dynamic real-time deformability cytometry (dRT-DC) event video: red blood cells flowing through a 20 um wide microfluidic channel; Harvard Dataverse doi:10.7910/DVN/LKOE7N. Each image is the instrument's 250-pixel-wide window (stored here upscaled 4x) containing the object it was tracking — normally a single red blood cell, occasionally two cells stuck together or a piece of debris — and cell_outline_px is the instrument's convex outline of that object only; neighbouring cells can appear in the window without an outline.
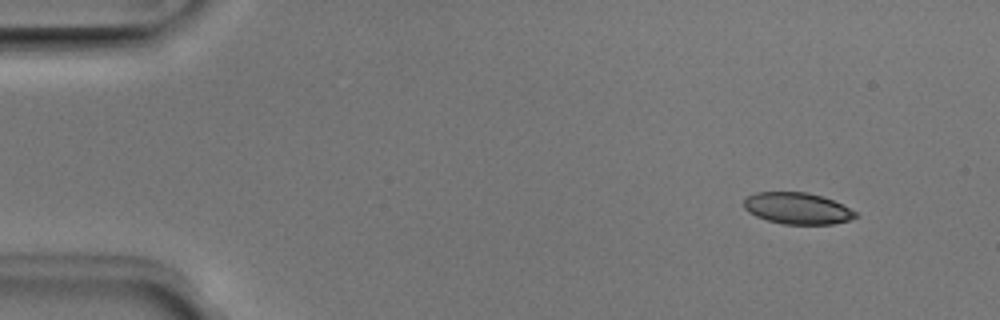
{"species": "Egyptian fruit bat (a non-hibernating species)", "species_latin": "Rousettus aegyptiacus", "temperature_condition": "room temperature", "stored_images_in_passage": 47, "camera_frame_rate_fps": 3000, "um_per_image_px": 0.085, "animal": {"sex": "male"}, "frame": {"image": 1, "passage_image": 1, "time_ms": 0.0, "image_size_px": [1000, 320], "cell_outline_px": [[860, 216], [848, 220], [832, 224], [784, 224], [768, 220], [756, 216], [748, 212], [744, 208], [744, 200], [748, 196], [756, 192], [808, 192], [832, 200], [856, 212]], "centroid_in_image_um": [67.76, 17.71], "position_along_channel_um": 17.2, "area_um2": 20.29}}
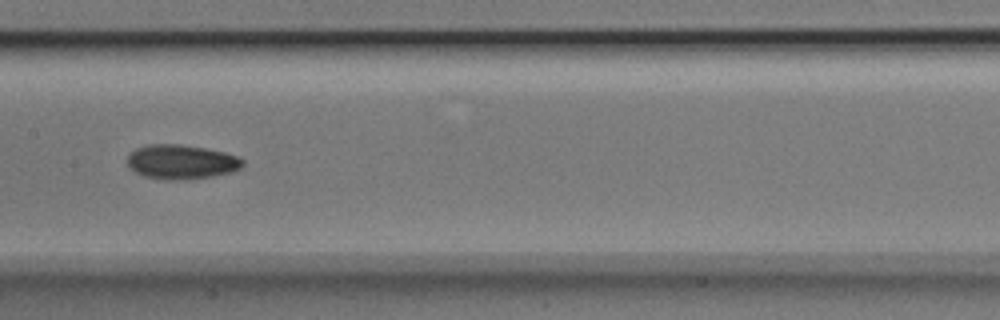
{"frame": {"image": 2, "passage_image": 22, "time_ms": 7.0, "image_size_px": [1000, 320], "cell_outline_px": [[244, 164], [240, 168], [232, 172], [212, 176], [176, 180], [168, 180], [144, 176], [136, 172], [128, 164], [128, 156], [136, 148], [148, 144], [180, 144], [204, 148], [224, 152], [236, 156], [244, 160]], "centroid_in_image_um": [15.43, 13.75], "position_along_channel_um": 192.0, "area_um2": 22.89}}
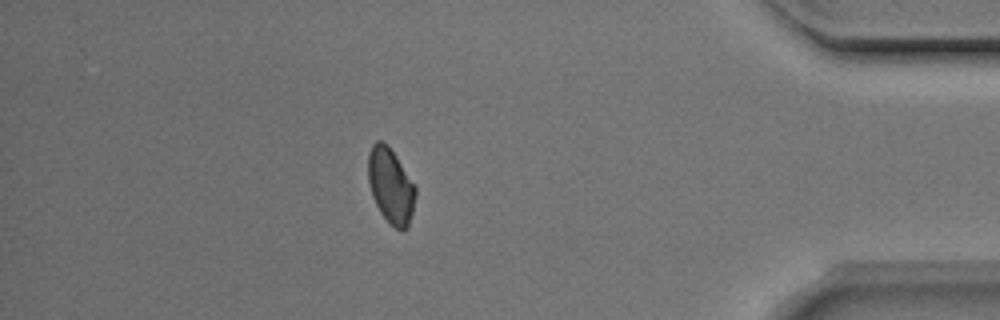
{"frame": {"image": 3, "passage_image": 41, "time_ms": 13.333, "image_size_px": [1000, 320], "cell_outline_px": [[416, 196], [408, 228], [400, 232], [380, 212], [372, 196], [368, 180], [368, 152], [372, 144], [376, 140], [380, 140], [388, 144], [396, 156], [416, 188]], "centroid_in_image_um": [33.2, 15.77], "position_along_channel_um": 402.0, "area_um2": 20.69}, "authors_computed_cell_mechanics": {"area_um2": 21.4438, "velocity_mm_per_s": 3.9486, "shape_relaxation_time_tau1_ms": 10.5336, "shape_relaxation_time_tau2_ms": 7.0323, "deformation_change_tau1": 0.1476, "deformation_change_tau2": 0.1132}}